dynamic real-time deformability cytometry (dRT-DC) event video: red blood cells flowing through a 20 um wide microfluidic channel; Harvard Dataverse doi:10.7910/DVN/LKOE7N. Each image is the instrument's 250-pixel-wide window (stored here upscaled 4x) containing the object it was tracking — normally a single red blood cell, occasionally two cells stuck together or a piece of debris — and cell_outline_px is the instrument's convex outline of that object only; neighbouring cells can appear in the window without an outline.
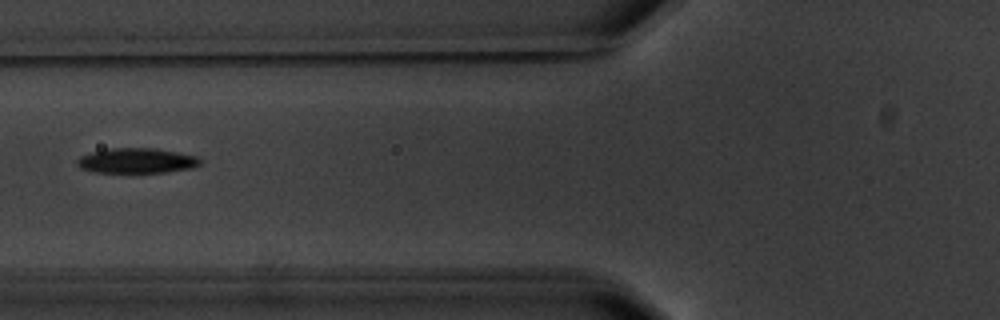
{"species": "common noctule bat (a hibernating species)", "species_latin": "Nyctalus noctula", "temperature_condition": "warm", "stored_images_in_passage": 7, "camera_frame_rate_fps": 3000, "um_per_image_px": 0.085, "animal": {"sex": "male", "body_mass_g": 20.1, "forearm_length_mm": 53.5}, "frame": {"image": 1, "passage_image": 7, "time_ms": 8.333, "image_size_px": [1000, 320], "cell_outline_px": [[200, 164], [192, 168], [136, 176], [92, 172], [80, 168], [76, 164], [76, 160], [80, 156], [92, 152], [112, 148], [156, 148], [196, 156], [200, 160]], "centroid_in_image_um": [11.55, 13.72], "position_along_channel_um": 114.2, "area_um2": 18.9}}